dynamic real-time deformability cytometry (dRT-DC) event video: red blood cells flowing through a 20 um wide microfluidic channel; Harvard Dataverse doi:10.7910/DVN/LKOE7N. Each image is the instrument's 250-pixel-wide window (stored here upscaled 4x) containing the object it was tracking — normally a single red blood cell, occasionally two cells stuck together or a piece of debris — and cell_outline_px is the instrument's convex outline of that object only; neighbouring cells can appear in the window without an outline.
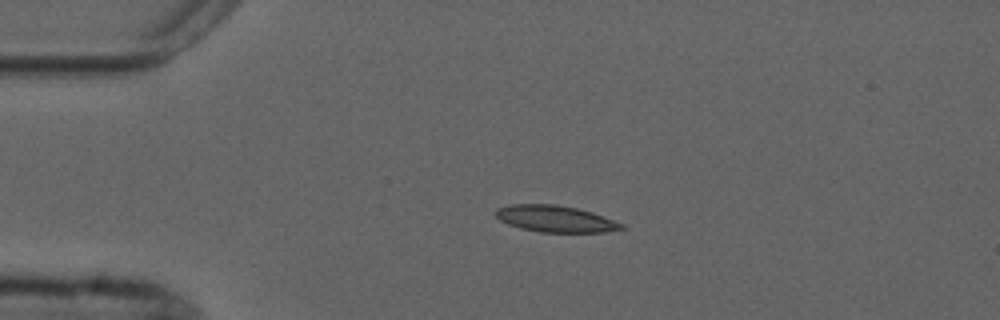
{"species": "common noctule bat (a hibernating species)", "species_latin": "Nyctalus noctula", "temperature_condition": "cold", "stored_images_in_passage": 1, "camera_frame_rate_fps": 3000, "um_per_image_px": 0.085, "animal": {"sex": "male", "forearm_length_mm": 52.5}, "frame": {"image": 1, "passage_image": 1, "time_ms": 0.0, "image_size_px": [1000, 320], "cell_outline_px": [[624, 228], [604, 232], [540, 232], [520, 228], [508, 224], [500, 220], [496, 216], [496, 208], [512, 204], [556, 204], [576, 208], [592, 212], [624, 224]], "centroid_in_image_um": [47.19, 18.59], "position_along_channel_um": 37.8, "area_um2": 19.36}}